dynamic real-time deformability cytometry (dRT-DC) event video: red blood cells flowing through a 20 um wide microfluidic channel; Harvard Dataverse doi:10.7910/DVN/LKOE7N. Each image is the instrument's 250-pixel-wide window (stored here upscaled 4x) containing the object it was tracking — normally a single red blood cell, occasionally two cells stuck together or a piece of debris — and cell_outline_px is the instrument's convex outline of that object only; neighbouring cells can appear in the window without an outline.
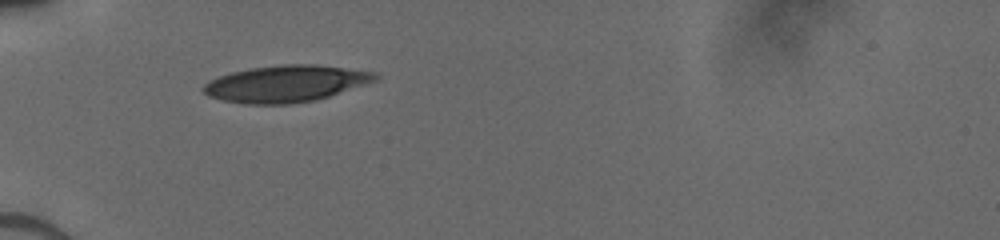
{"species": "human", "species_latin": "Homo sapiens", "temperature_condition": "cold", "stored_images_in_passage": 34, "camera_frame_rate_fps": 3000, "um_per_image_px": 0.085, "donor": {"sex": "male"}, "frame": {"image": 1, "passage_image": 1, "time_ms": 0.0, "image_size_px": [1000, 240], "cell_outline_px": [[380, 76], [376, 80], [316, 100], [292, 104], [244, 104], [224, 100], [208, 96], [200, 88], [208, 80], [232, 72], [252, 68], [280, 64], [312, 64], [376, 72]], "centroid_in_image_um": [24.26, 7.11], "position_along_channel_um": 60.7, "area_um2": 36.53}}
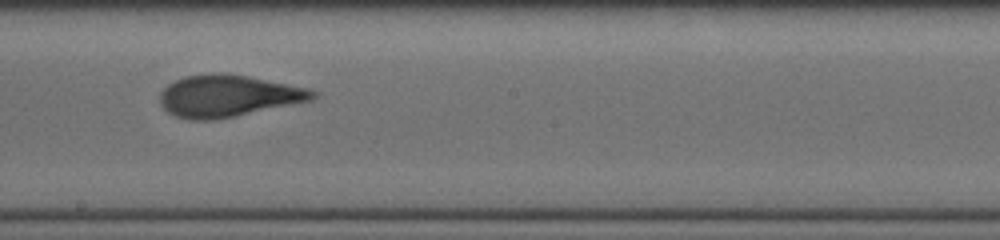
{"frame": {"image": 2, "passage_image": 14, "time_ms": 4.333, "image_size_px": [1000, 240], "cell_outline_px": [[316, 96], [312, 100], [216, 120], [188, 120], [176, 116], [168, 112], [160, 104], [160, 92], [168, 84], [184, 76], [212, 72], [228, 72], [308, 88], [316, 92]], "centroid_in_image_um": [19.35, 8.14], "position_along_channel_um": 228.8, "area_um2": 37.4}}
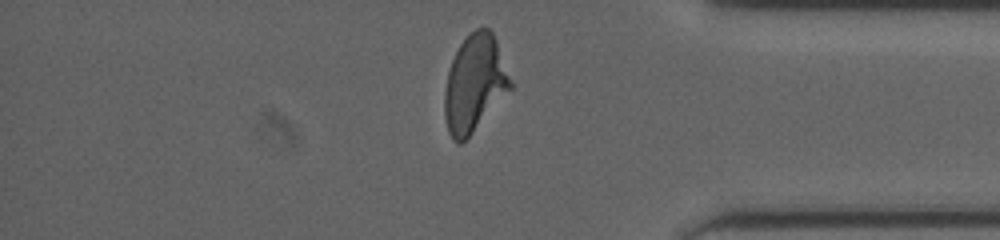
{"frame": {"image": 3, "passage_image": 27, "time_ms": 8.667, "image_size_px": [1000, 240], "cell_outline_px": [[512, 88], [472, 132], [460, 144], [456, 144], [452, 140], [448, 132], [444, 116], [444, 92], [448, 72], [452, 60], [460, 44], [476, 28], [488, 28], [492, 32], [496, 40], [512, 84]], "centroid_in_image_um": [40.31, 7.12], "position_along_channel_um": 394.9, "area_um2": 36.59}}